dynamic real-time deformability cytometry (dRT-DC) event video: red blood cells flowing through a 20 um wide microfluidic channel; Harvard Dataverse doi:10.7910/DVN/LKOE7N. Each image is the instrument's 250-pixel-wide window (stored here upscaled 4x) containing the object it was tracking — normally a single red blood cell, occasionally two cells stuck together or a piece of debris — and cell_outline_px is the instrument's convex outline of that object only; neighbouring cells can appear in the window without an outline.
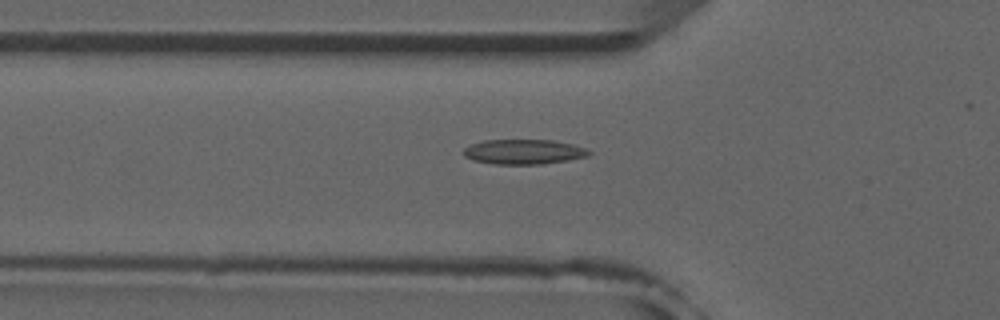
{"species": "common noctule bat (a hibernating species)", "species_latin": "Nyctalus noctula", "temperature_condition": "room temperature", "stored_images_in_passage": 52, "camera_frame_rate_fps": 3000, "um_per_image_px": 0.085, "animal": {"sex": "male", "forearm_length_mm": 52.5}, "frame": {"image": 1, "passage_image": 18, "time_ms": 5.667, "image_size_px": [1000, 320], "cell_outline_px": [[592, 152], [588, 156], [568, 160], [540, 164], [496, 164], [472, 160], [464, 156], [464, 148], [468, 144], [484, 140], [552, 140], [572, 144], [584, 148]], "centroid_in_image_um": [44.48, 12.9], "position_along_channel_um": 81.3, "area_um2": 18.15}}
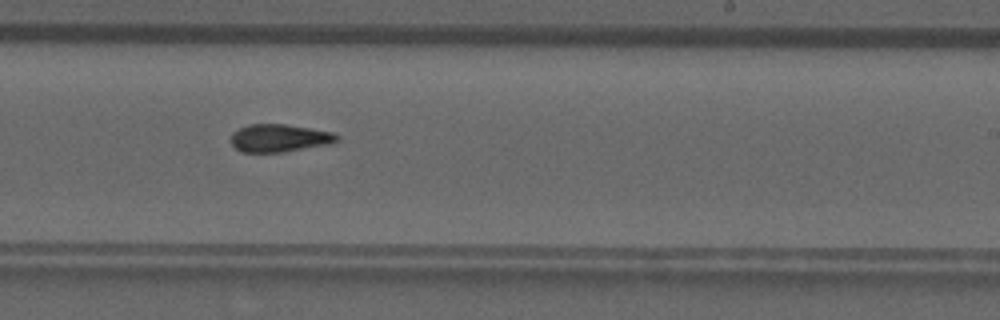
{"frame": {"image": 2, "passage_image": 32, "time_ms": 10.333, "image_size_px": [1000, 320], "cell_outline_px": [[340, 140], [332, 144], [284, 152], [240, 152], [232, 144], [232, 132], [236, 128], [248, 124], [284, 124], [332, 132], [340, 136]], "centroid_in_image_um": [23.76, 11.74], "position_along_channel_um": 265.2, "area_um2": 17.34}}
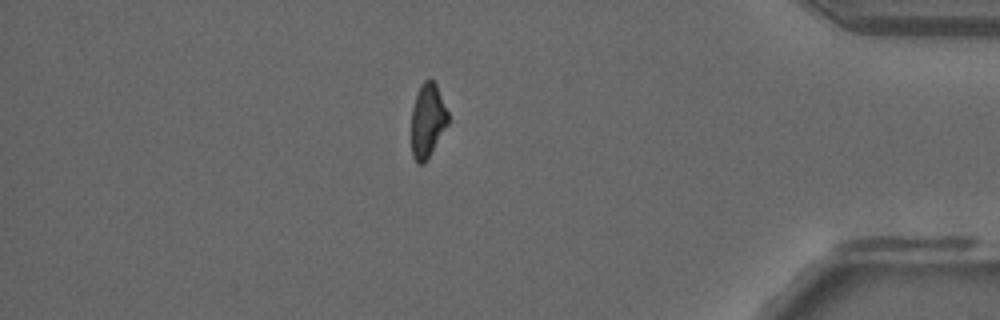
{"frame": {"image": 3, "passage_image": 45, "time_ms": 14.667, "image_size_px": [1000, 320], "cell_outline_px": [[448, 124], [424, 164], [420, 164], [412, 156], [412, 108], [416, 92], [420, 84], [428, 76], [436, 84], [448, 112]], "centroid_in_image_um": [36.33, 10.19], "position_along_channel_um": 398.9, "area_um2": 15.78}, "authors_computed_cell_mechanics": {"area_um2": 17.3978, "velocity_mm_per_s": 3.9447, "shape_relaxation_time_tau1_ms": null, "shape_relaxation_time_tau2_ms": 4.4116, "deformation_change_tau1": null, "deformation_change_tau2": 0.1199}}